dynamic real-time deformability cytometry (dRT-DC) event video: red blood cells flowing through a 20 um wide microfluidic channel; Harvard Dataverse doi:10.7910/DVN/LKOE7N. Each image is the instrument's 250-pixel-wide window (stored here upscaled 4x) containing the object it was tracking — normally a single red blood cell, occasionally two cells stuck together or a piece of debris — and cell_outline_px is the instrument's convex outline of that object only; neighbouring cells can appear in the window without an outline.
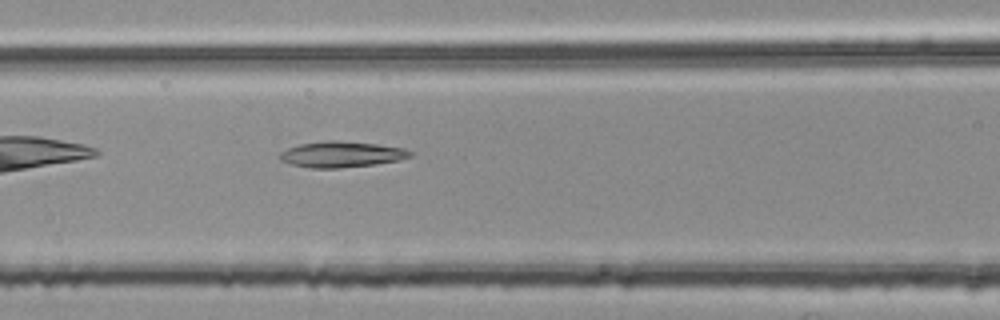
{"species": "common noctule bat (a hibernating species)", "species_latin": "Nyctalus noctula", "temperature_condition": "room temperature", "stored_images_in_passage": 32, "camera_frame_rate_fps": 3000, "um_per_image_px": 0.085, "animal": {"sex": "female", "body_mass_g": 25.1}, "frame": {"image": 1, "passage_image": 7, "time_ms": 2.0, "image_size_px": [1000, 320], "cell_outline_px": [[416, 152], [412, 156], [396, 160], [376, 164], [340, 168], [308, 168], [288, 164], [280, 160], [280, 152], [288, 148], [300, 144], [328, 140], [336, 140], [376, 144], [404, 148]], "centroid_in_image_um": [29.02, 13.12], "position_along_channel_um": 137.6, "area_um2": 19.77}}
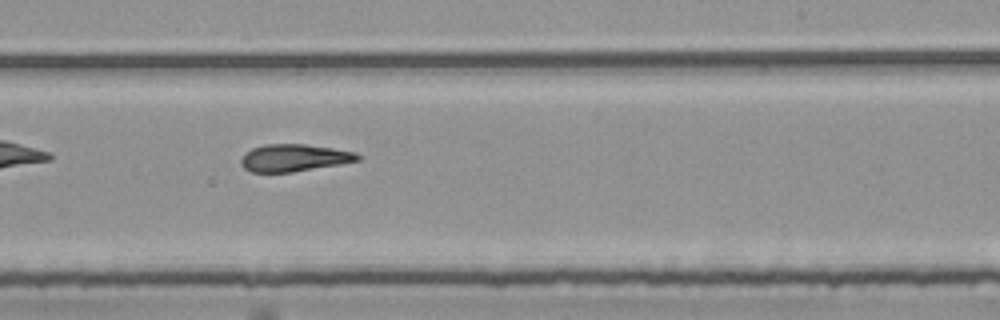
{"frame": {"image": 2, "passage_image": 17, "time_ms": 5.333, "image_size_px": [1000, 320], "cell_outline_px": [[360, 160], [340, 164], [292, 172], [252, 172], [244, 168], [240, 164], [240, 160], [244, 152], [252, 148], [264, 144], [304, 144], [332, 148], [356, 152], [360, 156]], "centroid_in_image_um": [24.96, 13.41], "position_along_channel_um": 264.0, "area_um2": 18.55}}
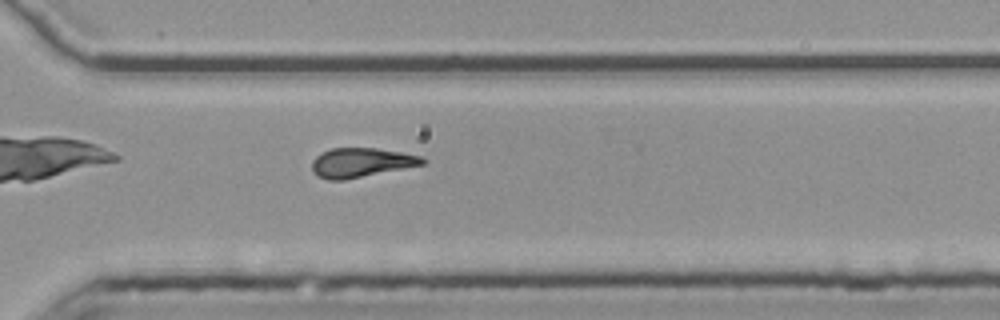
{"frame": {"image": 3, "passage_image": 23, "time_ms": 7.333, "image_size_px": [1000, 320], "cell_outline_px": [[428, 160], [424, 164], [344, 180], [328, 180], [312, 172], [312, 160], [316, 156], [332, 148], [376, 148], [400, 152], [420, 156]], "centroid_in_image_um": [30.69, 13.82], "position_along_channel_um": 339.9, "area_um2": 18.67}, "authors_computed_cell_mechanics": {"area_um2": 18.8139, "velocity_mm_per_s": 3.8023, "shape_relaxation_time_tau1_ms": null, "shape_relaxation_time_tau2_ms": 4.6919, "deformation_change_tau1": null, "deformation_change_tau2": 0.1593}}